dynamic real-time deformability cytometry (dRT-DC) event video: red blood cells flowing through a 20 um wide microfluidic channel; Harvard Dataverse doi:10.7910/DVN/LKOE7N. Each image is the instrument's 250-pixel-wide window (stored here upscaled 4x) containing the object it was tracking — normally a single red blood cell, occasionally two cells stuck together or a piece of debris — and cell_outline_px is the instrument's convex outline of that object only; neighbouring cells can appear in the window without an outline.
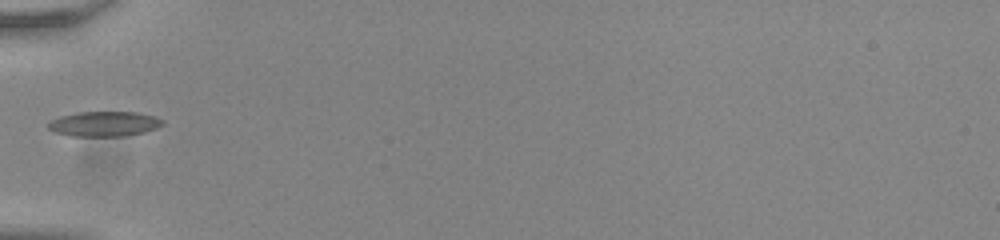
{"species": "common noctule bat (a hibernating species)", "species_latin": "Nyctalus noctula", "temperature_condition": "room temperature", "stored_images_in_passage": 23, "camera_frame_rate_fps": 3000, "um_per_image_px": 0.085, "animal": {"sex": "male", "body_mass_g": 20.0, "forearm_length_mm": 53.3}, "frame": {"image": 1, "passage_image": 1, "time_ms": 0.0, "image_size_px": [1000, 240], "cell_outline_px": [[164, 124], [156, 128], [144, 132], [124, 136], [72, 136], [56, 132], [48, 128], [48, 124], [52, 120], [60, 116], [76, 112], [136, 112], [156, 116], [164, 120]], "centroid_in_image_um": [8.89, 10.52], "position_along_channel_um": 76.1, "area_um2": 16.65}}